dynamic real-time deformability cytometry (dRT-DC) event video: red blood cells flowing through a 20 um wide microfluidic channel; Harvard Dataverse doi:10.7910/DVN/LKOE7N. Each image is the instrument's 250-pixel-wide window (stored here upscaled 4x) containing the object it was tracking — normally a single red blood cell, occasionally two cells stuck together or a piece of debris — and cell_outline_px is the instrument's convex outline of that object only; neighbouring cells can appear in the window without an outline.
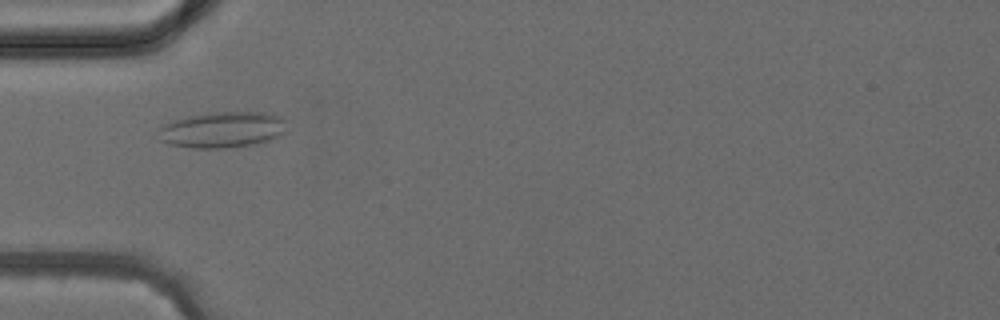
{"species": "common noctule bat (a hibernating species)", "species_latin": "Nyctalus noctula", "temperature_condition": "cold", "stored_images_in_passage": 4, "camera_frame_rate_fps": 3000, "um_per_image_px": 0.085, "animal": {"sex": "female", "body_mass_g": 24.6, "forearm_length_mm": 56.2}, "frame": {"image": 1, "passage_image": 4, "time_ms": 3.333, "image_size_px": [1000, 320], "cell_outline_px": [[284, 132], [280, 136], [272, 140], [252, 144], [224, 148], [192, 148], [168, 144], [160, 140], [160, 128], [164, 124], [172, 120], [188, 116], [208, 112], [268, 112], [280, 116], [284, 120]], "centroid_in_image_um": [18.9, 11.02], "position_along_channel_um": 66.1, "area_um2": 26.99}}